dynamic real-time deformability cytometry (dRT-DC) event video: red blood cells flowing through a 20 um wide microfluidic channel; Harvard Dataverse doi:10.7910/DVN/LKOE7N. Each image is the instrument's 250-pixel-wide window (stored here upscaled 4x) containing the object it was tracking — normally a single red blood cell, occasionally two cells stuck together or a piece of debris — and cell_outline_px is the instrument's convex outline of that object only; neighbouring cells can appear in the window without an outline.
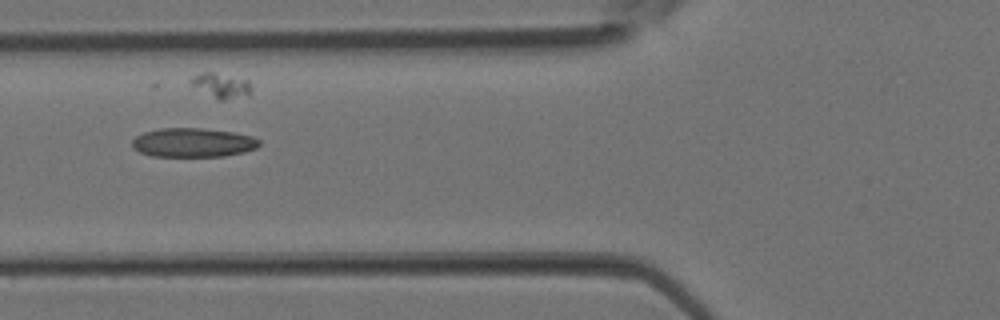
{"species": "Egyptian fruit bat (a non-hibernating species)", "species_latin": "Rousettus aegyptiacus", "temperature_condition": "room temperature", "stored_images_in_passage": 6, "camera_frame_rate_fps": 3000, "um_per_image_px": 0.085, "animal": {"sex": "female"}, "frame": {"image": 1, "passage_image": 4, "time_ms": 1.0, "image_size_px": [1000, 320], "cell_outline_px": [[260, 144], [256, 148], [244, 152], [224, 156], [152, 156], [140, 152], [132, 148], [132, 140], [136, 136], [144, 132], [160, 128], [204, 128], [232, 132], [252, 136], [260, 140]], "centroid_in_image_um": [16.4, 12.11], "position_along_channel_um": 109.4, "area_um2": 21.56}}